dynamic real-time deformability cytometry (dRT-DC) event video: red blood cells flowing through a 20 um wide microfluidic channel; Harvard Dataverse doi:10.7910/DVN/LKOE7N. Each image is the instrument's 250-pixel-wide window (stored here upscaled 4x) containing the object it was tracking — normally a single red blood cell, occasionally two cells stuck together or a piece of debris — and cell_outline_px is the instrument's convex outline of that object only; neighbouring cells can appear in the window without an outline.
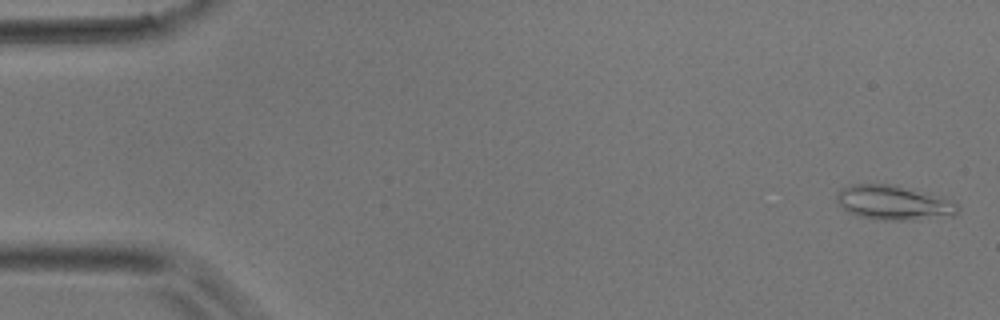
{"species": "common noctule bat (a hibernating species)", "species_latin": "Nyctalus noctula", "temperature_condition": "room temperature", "stored_images_in_passage": 48, "camera_frame_rate_fps": 3000, "um_per_image_px": 0.085, "animal": {"sex": "male", "body_mass_g": 17.9}, "frame": {"image": 1, "passage_image": 2, "time_ms": 0.333, "image_size_px": [1000, 320], "cell_outline_px": [[960, 208], [956, 216], [900, 220], [880, 220], [860, 216], [848, 212], [836, 200], [836, 192], [840, 188], [848, 184], [896, 184], [912, 188], [956, 204]], "centroid_in_image_um": [75.9, 17.22], "position_along_channel_um": 9.1, "area_um2": 24.22}}
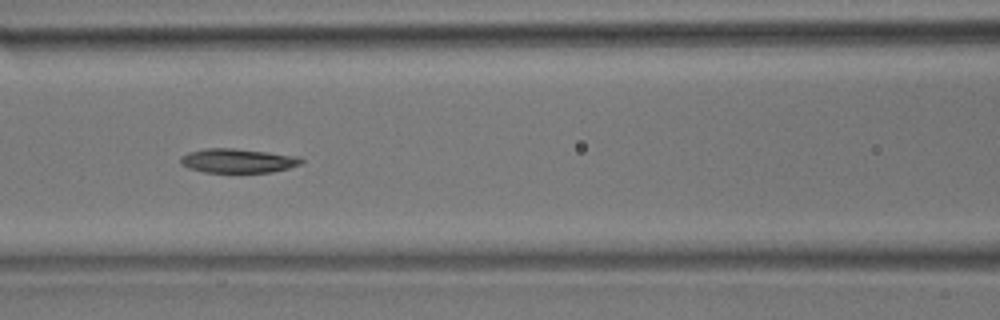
{"frame": {"image": 2, "passage_image": 21, "time_ms": 6.667, "image_size_px": [1000, 320], "cell_outline_px": [[304, 160], [300, 164], [288, 168], [272, 172], [204, 172], [188, 168], [180, 164], [180, 156], [188, 152], [204, 148], [232, 148], [268, 152], [300, 156]], "centroid_in_image_um": [20.19, 13.65], "position_along_channel_um": 146.4, "area_um2": 17.11}}
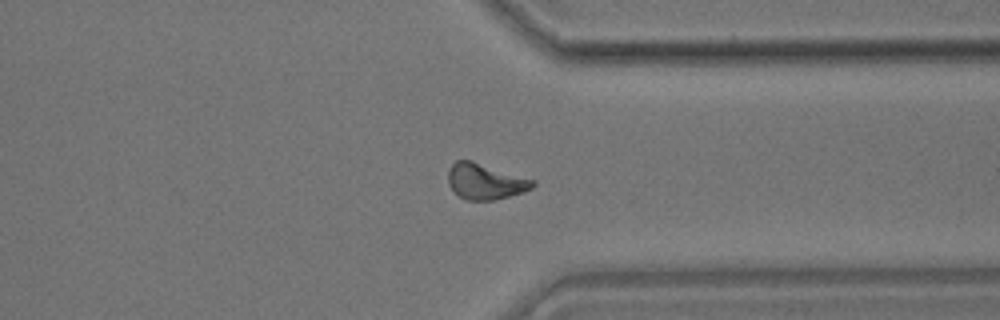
{"frame": {"image": 3, "passage_image": 37, "time_ms": 12.0, "image_size_px": [1000, 320], "cell_outline_px": [[536, 184], [532, 188], [524, 192], [492, 200], [464, 200], [448, 184], [448, 172], [452, 164], [456, 160], [472, 160], [536, 180]], "centroid_in_image_um": [41.27, 15.41], "position_along_channel_um": 370.1, "area_um2": 17.69}}